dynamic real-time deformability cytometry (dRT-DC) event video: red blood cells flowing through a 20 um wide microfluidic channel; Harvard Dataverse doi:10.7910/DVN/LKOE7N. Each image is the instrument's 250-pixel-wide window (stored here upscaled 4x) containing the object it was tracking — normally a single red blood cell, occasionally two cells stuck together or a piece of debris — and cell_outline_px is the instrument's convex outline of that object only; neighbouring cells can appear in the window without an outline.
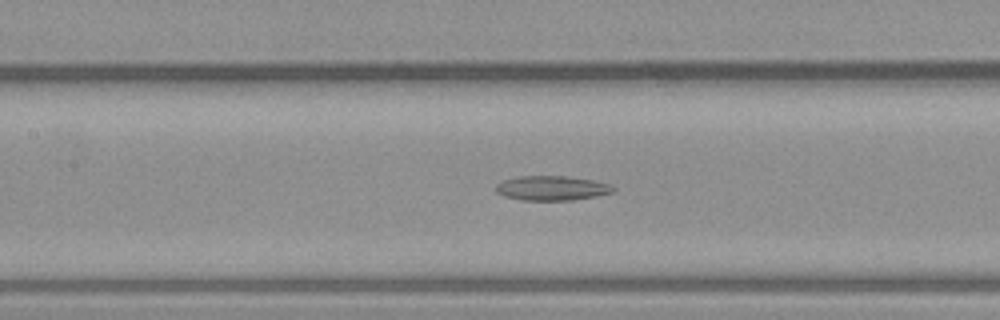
{"species": "common noctule bat (a hibernating species)", "species_latin": "Nyctalus noctula", "temperature_condition": "warm", "stored_images_in_passage": 31, "camera_frame_rate_fps": 3000, "um_per_image_px": 0.085, "animal": {"sex": "male", "body_mass_g": 23.1, "forearm_length_mm": 52.7}, "frame": {"image": 1, "passage_image": 9, "time_ms": 2.667, "image_size_px": [1000, 320], "cell_outline_px": [[616, 192], [596, 196], [572, 200], [520, 200], [504, 196], [496, 192], [496, 184], [504, 180], [516, 176], [568, 176], [592, 180], [608, 184], [616, 188]], "centroid_in_image_um": [46.9, 15.99], "position_along_channel_um": 160.5, "area_um2": 16.88}}
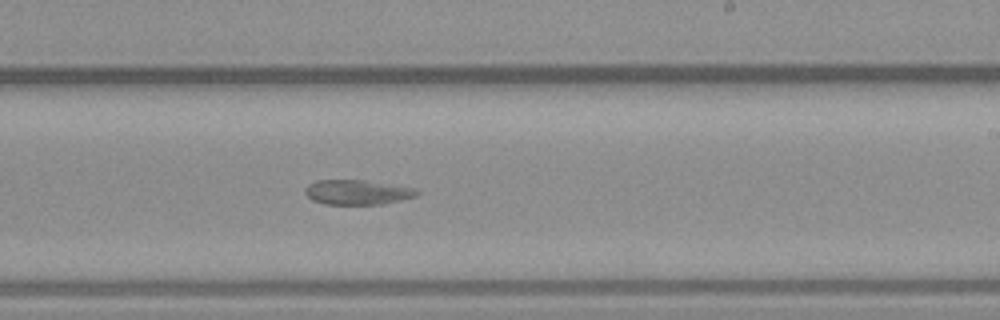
{"frame": {"image": 2, "passage_image": 15, "time_ms": 4.667, "image_size_px": [1000, 320], "cell_outline_px": [[420, 192], [416, 196], [400, 200], [380, 204], [324, 204], [312, 200], [304, 192], [304, 188], [308, 184], [316, 180], [364, 180], [416, 188]], "centroid_in_image_um": [30.35, 16.33], "position_along_channel_um": 258.7, "area_um2": 16.13}}
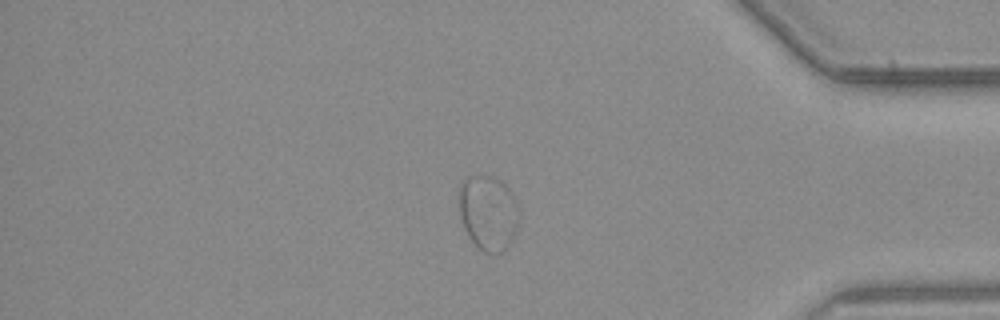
{"frame": {"image": 3, "passage_image": 25, "time_ms": 8.0, "image_size_px": [1000, 320], "cell_outline_px": [[520, 216], [512, 240], [508, 248], [500, 252], [484, 252], [468, 236], [460, 216], [460, 184], [468, 176], [488, 176], [500, 180], [512, 192], [520, 204]], "centroid_in_image_um": [41.55, 18.07], "position_along_channel_um": 393.7, "area_um2": 26.24}}